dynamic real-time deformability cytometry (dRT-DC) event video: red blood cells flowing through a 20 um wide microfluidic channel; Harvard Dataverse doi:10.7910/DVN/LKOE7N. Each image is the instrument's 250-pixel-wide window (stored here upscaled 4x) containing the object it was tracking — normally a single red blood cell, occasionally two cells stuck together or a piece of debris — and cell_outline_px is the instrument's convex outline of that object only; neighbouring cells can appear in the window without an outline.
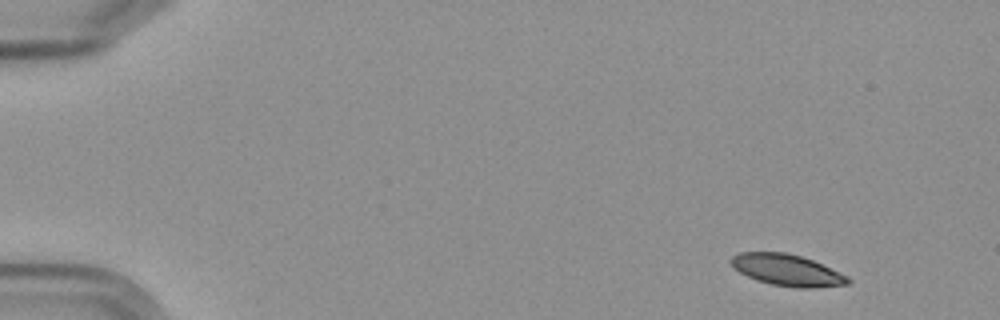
{"species": "Egyptian fruit bat (a non-hibernating species)", "species_latin": "Rousettus aegyptiacus", "temperature_condition": "cold", "stored_images_in_passage": 10, "camera_frame_rate_fps": 3000, "um_per_image_px": 0.085, "frame": {"image": 1, "passage_image": 1, "time_ms": 0.0, "image_size_px": [1000, 320], "cell_outline_px": [[852, 280], [848, 284], [812, 288], [800, 288], [772, 284], [756, 280], [732, 268], [732, 256], [740, 252], [784, 252], [800, 256], [812, 260], [848, 276]], "centroid_in_image_um": [66.9, 22.96], "position_along_channel_um": 18.1, "area_um2": 21.21}}
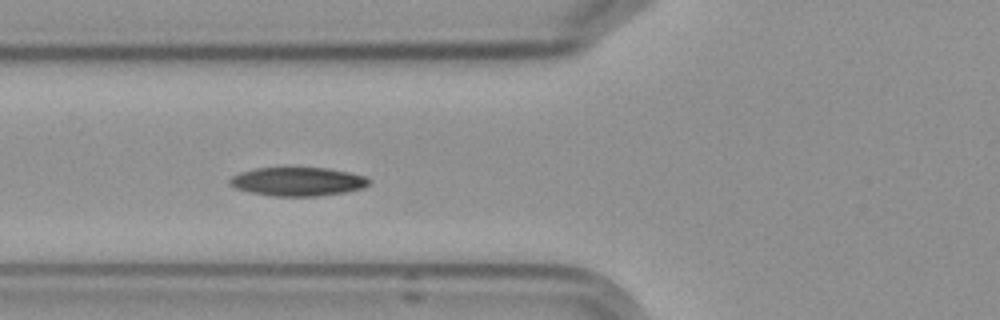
{"frame": {"image": 2, "passage_image": 6, "time_ms": 5.667, "image_size_px": [1000, 320], "cell_outline_px": [[372, 180], [364, 188], [344, 192], [316, 196], [272, 196], [248, 192], [236, 188], [228, 184], [228, 180], [232, 176], [240, 172], [256, 168], [328, 168], [348, 172], [364, 176]], "centroid_in_image_um": [25.28, 15.44], "position_along_channel_um": 100.5, "area_um2": 23.29}}
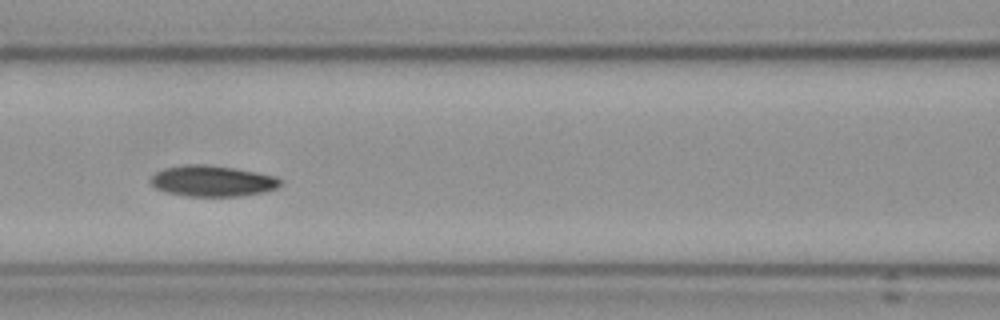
{"frame": {"image": 3, "passage_image": 7, "time_ms": 7.0, "image_size_px": [1000, 320], "cell_outline_px": [[284, 184], [276, 188], [264, 192], [240, 196], [184, 196], [164, 192], [156, 188], [148, 180], [156, 172], [164, 168], [184, 164], [204, 164], [232, 168], [256, 172], [276, 176]], "centroid_in_image_um": [18.03, 15.39], "position_along_channel_um": 148.6, "area_um2": 23.52}}